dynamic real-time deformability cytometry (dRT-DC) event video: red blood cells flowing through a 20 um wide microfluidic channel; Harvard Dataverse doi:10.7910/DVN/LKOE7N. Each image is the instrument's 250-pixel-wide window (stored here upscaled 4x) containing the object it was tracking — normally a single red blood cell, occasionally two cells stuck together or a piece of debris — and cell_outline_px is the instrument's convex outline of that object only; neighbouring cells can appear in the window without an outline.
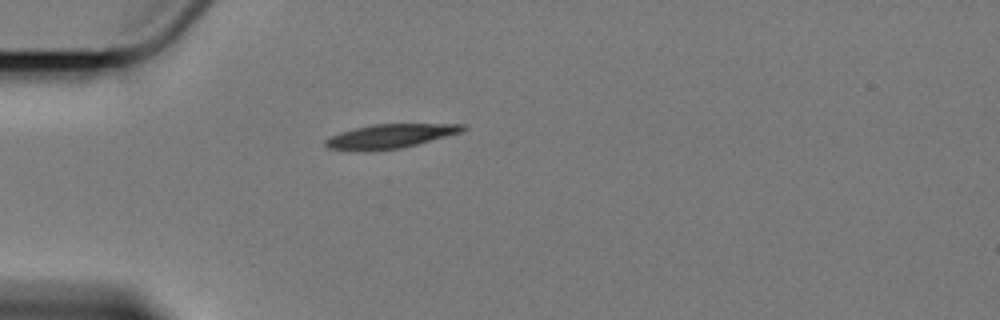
{"species": "Egyptian fruit bat (a non-hibernating species)", "species_latin": "Rousettus aegyptiacus", "temperature_condition": "cold", "stored_images_in_passage": 1, "camera_frame_rate_fps": 3000, "um_per_image_px": 0.085, "animal": {"sex": "female"}, "frame": {"image": 1, "passage_image": 1, "time_ms": 0.0, "image_size_px": [1000, 320], "cell_outline_px": [[468, 128], [460, 132], [416, 144], [400, 148], [328, 148], [324, 144], [324, 140], [340, 132], [352, 128], [372, 124], [468, 124]], "centroid_in_image_um": [33.24, 11.51], "position_along_channel_um": 51.8, "area_um2": 18.26}}